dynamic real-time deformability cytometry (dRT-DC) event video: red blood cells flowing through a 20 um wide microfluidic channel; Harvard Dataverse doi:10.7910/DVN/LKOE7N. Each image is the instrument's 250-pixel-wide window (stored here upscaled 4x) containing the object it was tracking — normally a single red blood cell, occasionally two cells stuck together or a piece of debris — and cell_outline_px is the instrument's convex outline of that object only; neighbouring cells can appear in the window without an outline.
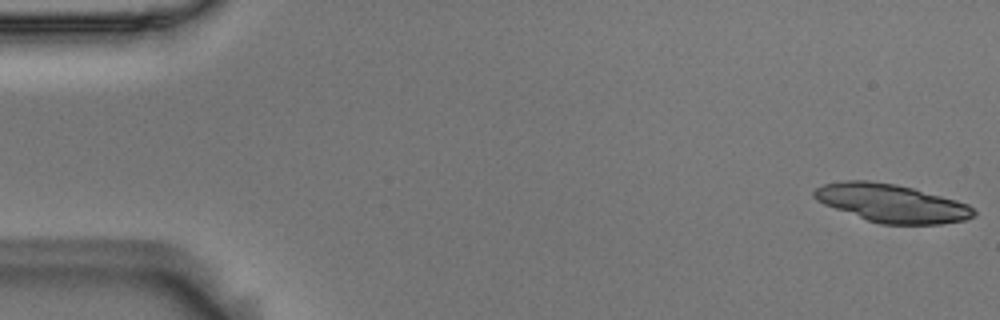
{"species": "Egyptian fruit bat (a non-hibernating species)", "species_latin": "Rousettus aegyptiacus", "temperature_condition": "room temperature", "stored_images_in_passage": 17, "camera_frame_rate_fps": 3000, "um_per_image_px": 0.085, "animal": {"sex": "male"}, "frame": {"image": 1, "passage_image": 1, "time_ms": 0.0, "image_size_px": [1000, 320], "cell_outline_px": [[976, 216], [964, 220], [940, 224], [880, 224], [868, 220], [824, 204], [816, 200], [812, 196], [812, 192], [816, 188], [824, 184], [848, 180], [868, 180], [896, 184], [912, 188], [956, 200], [968, 204], [976, 212]], "centroid_in_image_um": [75.79, 17.27], "position_along_channel_um": 9.2, "area_um2": 35.2}}